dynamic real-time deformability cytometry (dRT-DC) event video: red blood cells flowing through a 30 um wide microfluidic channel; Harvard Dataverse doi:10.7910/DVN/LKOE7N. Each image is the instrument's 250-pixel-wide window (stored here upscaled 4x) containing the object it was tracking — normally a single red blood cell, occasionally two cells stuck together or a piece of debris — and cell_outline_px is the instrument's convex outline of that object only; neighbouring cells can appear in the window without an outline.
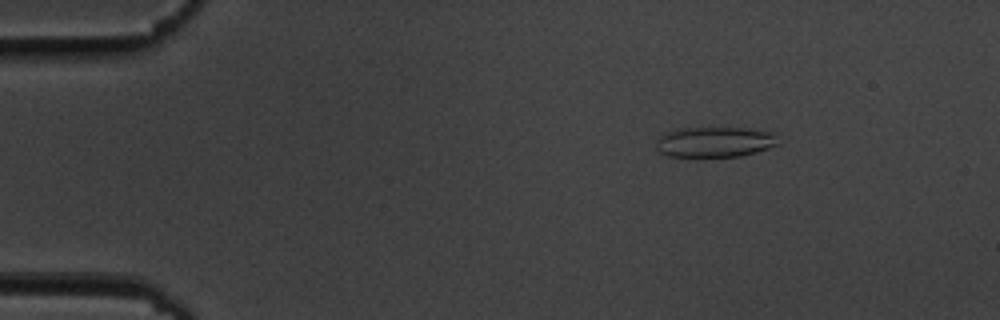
{"species": "common noctule bat (a hibernating species)", "species_latin": "Nyctalus noctula", "temperature_condition": "cold", "stored_images_in_passage": 52, "camera_frame_rate_fps": 3000, "um_per_image_px": 0.085, "animal": {"sex": "male", "body_mass_g": 19.5, "forearm_length_mm": 54.6}, "frame": {"image": 1, "passage_image": 5, "time_ms": 1.333, "image_size_px": [1000, 320], "cell_outline_px": [[776, 144], [768, 148], [756, 152], [740, 156], [668, 156], [660, 152], [656, 148], [656, 140], [664, 132], [676, 128], [744, 128], [772, 132]], "centroid_in_image_um": [60.66, 12.06], "position_along_channel_um": 24.3, "area_um2": 21.33}}
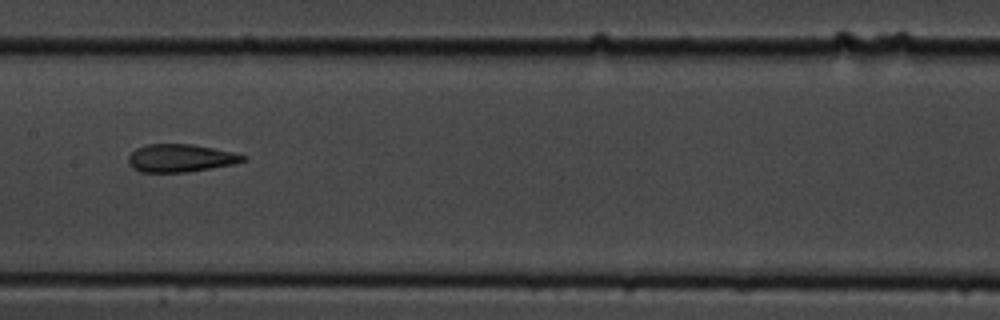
{"frame": {"image": 2, "passage_image": 25, "time_ms": 8.0, "image_size_px": [1000, 320], "cell_outline_px": [[248, 156], [244, 160], [232, 164], [188, 172], [140, 172], [132, 168], [128, 164], [128, 156], [136, 148], [148, 144], [192, 144], [236, 152]], "centroid_in_image_um": [15.33, 13.43], "position_along_channel_um": 192.1, "area_um2": 18.67}}
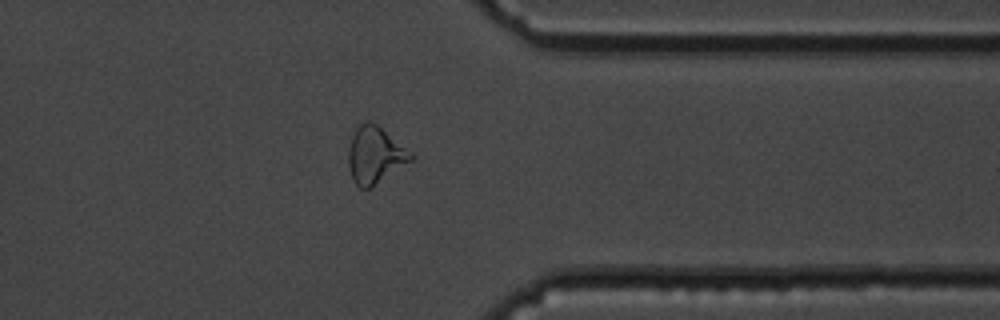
{"frame": {"image": 3, "passage_image": 41, "time_ms": 13.333, "image_size_px": [1000, 320], "cell_outline_px": [[412, 160], [372, 188], [360, 188], [352, 180], [348, 168], [348, 152], [352, 136], [356, 128], [360, 124], [368, 120], [376, 124], [412, 152]], "centroid_in_image_um": [31.85, 13.21], "position_along_channel_um": 379.5, "area_um2": 20.63}, "authors_computed_cell_mechanics": {"area_um2": 19.6809, "velocity_mm_per_s": 3.6357, "shape_relaxation_time_tau1_ms": 6.5318, "shape_relaxation_time_tau2_ms": 1.9204, "deformation_change_tau1": 0.1747, "deformation_change_tau2": 0.1059}}